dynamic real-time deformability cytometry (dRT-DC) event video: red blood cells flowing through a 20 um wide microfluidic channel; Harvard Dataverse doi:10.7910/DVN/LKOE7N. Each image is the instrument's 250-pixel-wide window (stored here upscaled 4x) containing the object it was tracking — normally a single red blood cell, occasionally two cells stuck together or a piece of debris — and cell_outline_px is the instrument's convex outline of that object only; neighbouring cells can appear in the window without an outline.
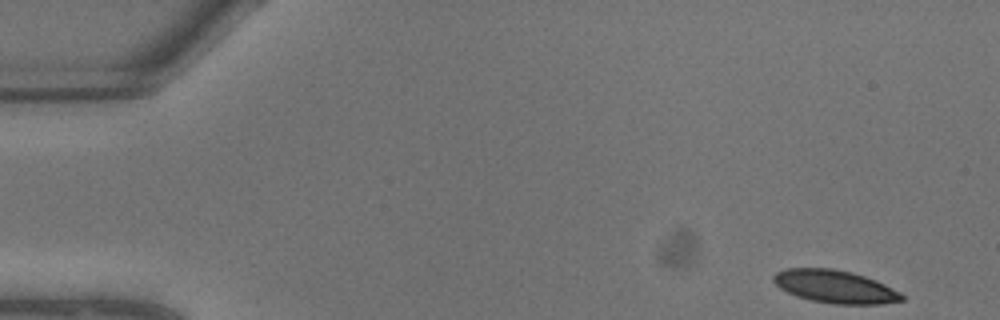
{"species": "common noctule bat (a hibernating species)", "species_latin": "Nyctalus noctula", "temperature_condition": "warm", "stored_images_in_passage": 9, "camera_frame_rate_fps": 3000, "um_per_image_px": 0.085, "animal": {"sex": "male", "body_mass_g": 13.3}, "frame": {"image": 1, "passage_image": 1, "time_ms": 0.0, "image_size_px": [1000, 320], "cell_outline_px": [[904, 300], [880, 304], [832, 304], [812, 300], [796, 296], [780, 288], [772, 280], [772, 276], [776, 272], [784, 268], [832, 268], [852, 272], [876, 280], [900, 292], [904, 296]], "centroid_in_image_um": [70.96, 24.35], "position_along_channel_um": 14.0, "area_um2": 24.62}}
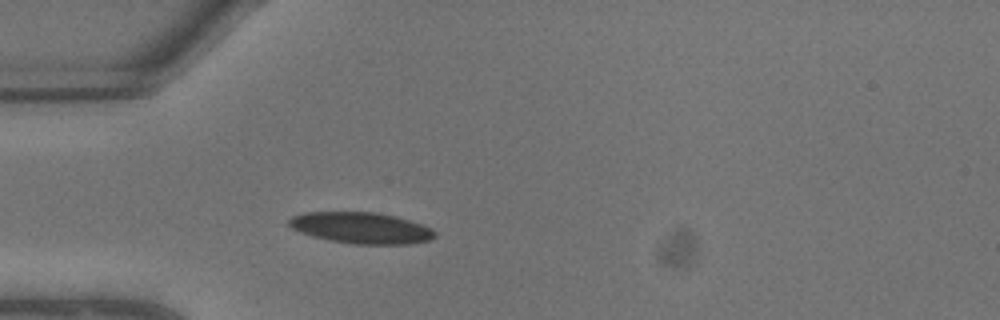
{"frame": {"image": 2, "passage_image": 6, "time_ms": 1.667, "image_size_px": [1000, 320], "cell_outline_px": [[436, 236], [428, 240], [408, 244], [356, 244], [328, 240], [312, 236], [300, 232], [292, 228], [288, 224], [288, 220], [292, 216], [304, 212], [376, 212], [396, 216], [432, 228], [436, 232]], "centroid_in_image_um": [30.68, 19.37], "position_along_channel_um": 54.3, "area_um2": 26.53}}
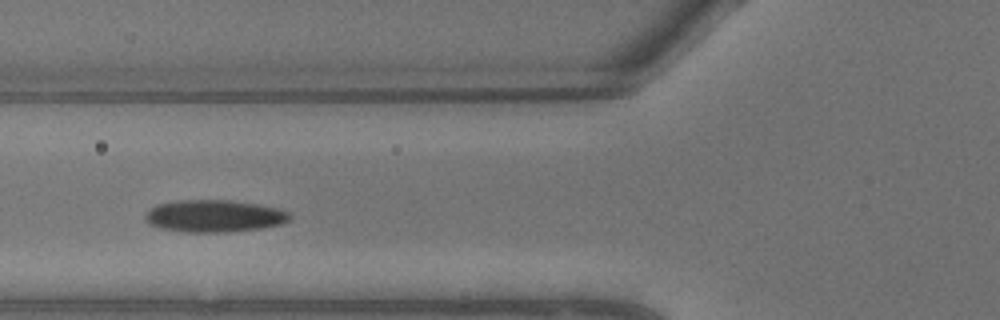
{"frame": {"image": 3, "passage_image": 8, "time_ms": 2.333, "image_size_px": [1000, 320], "cell_outline_px": [[292, 216], [288, 220], [280, 224], [260, 228], [224, 232], [188, 232], [160, 228], [144, 220], [144, 216], [156, 204], [176, 200], [232, 200], [256, 204], [276, 208], [288, 212]], "centroid_in_image_um": [18.18, 18.35], "position_along_channel_um": 107.6, "area_um2": 26.88}}